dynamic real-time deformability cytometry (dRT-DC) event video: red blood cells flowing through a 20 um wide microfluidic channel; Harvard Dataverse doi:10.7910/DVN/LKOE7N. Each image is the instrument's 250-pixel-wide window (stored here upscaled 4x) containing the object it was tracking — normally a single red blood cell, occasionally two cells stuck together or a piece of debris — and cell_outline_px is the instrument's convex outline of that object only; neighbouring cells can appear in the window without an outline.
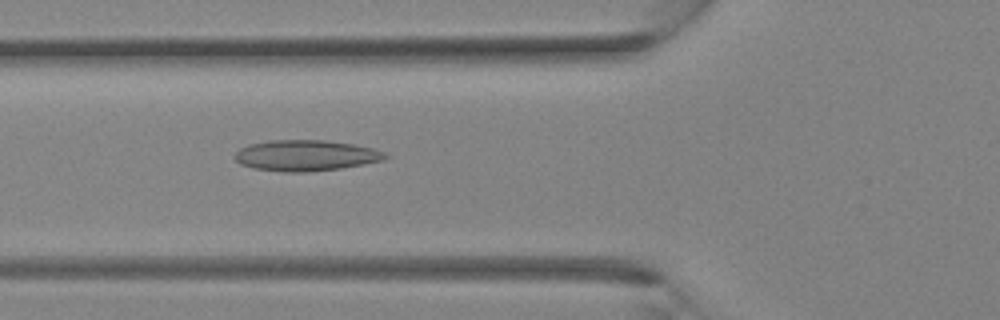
{"species": "Egyptian fruit bat (a non-hibernating species)", "species_latin": "Rousettus aegyptiacus", "temperature_condition": "room temperature", "stored_images_in_passage": 34, "camera_frame_rate_fps": 3000, "um_per_image_px": 0.085, "animal": {"sex": "female"}, "frame": {"image": 1, "passage_image": 12, "time_ms": 3.667, "image_size_px": [1000, 320], "cell_outline_px": [[392, 156], [384, 160], [364, 164], [340, 168], [304, 172], [284, 172], [256, 168], [240, 164], [232, 156], [240, 148], [248, 144], [268, 140], [324, 140], [352, 144], [372, 148], [384, 152]], "centroid_in_image_um": [25.99, 13.21], "position_along_channel_um": 99.8, "area_um2": 27.11}}
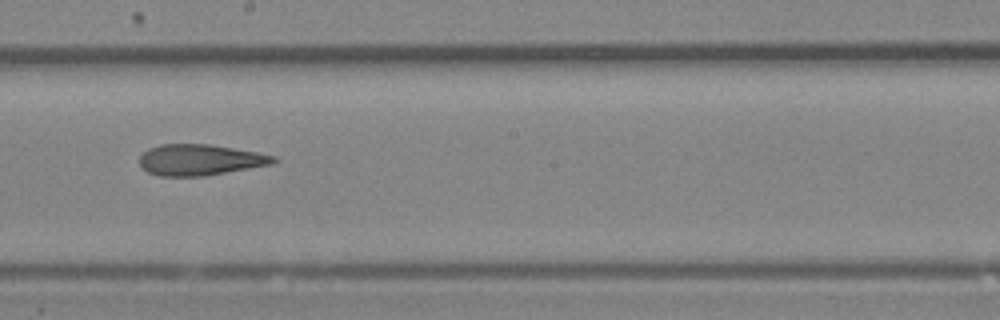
{"frame": {"image": 2, "passage_image": 19, "time_ms": 6.0, "image_size_px": [1000, 320], "cell_outline_px": [[280, 160], [272, 164], [204, 176], [160, 176], [148, 172], [140, 164], [140, 156], [148, 148], [160, 144], [208, 144], [256, 152], [276, 156]], "centroid_in_image_um": [17.01, 13.58], "position_along_channel_um": 231.2, "area_um2": 24.1}}
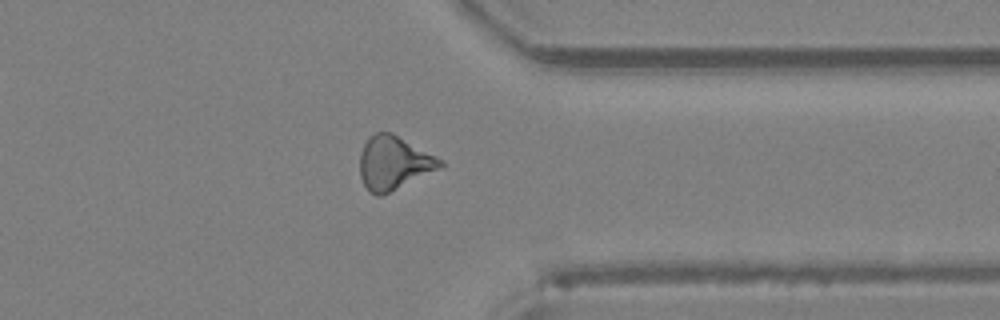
{"frame": {"image": 3, "passage_image": 27, "time_ms": 8.667, "image_size_px": [1000, 320], "cell_outline_px": [[444, 164], [380, 196], [376, 196], [368, 192], [360, 176], [360, 152], [368, 136], [376, 132], [388, 132], [444, 160]], "centroid_in_image_um": [33.38, 13.84], "position_along_channel_um": 378.0, "area_um2": 24.16}}